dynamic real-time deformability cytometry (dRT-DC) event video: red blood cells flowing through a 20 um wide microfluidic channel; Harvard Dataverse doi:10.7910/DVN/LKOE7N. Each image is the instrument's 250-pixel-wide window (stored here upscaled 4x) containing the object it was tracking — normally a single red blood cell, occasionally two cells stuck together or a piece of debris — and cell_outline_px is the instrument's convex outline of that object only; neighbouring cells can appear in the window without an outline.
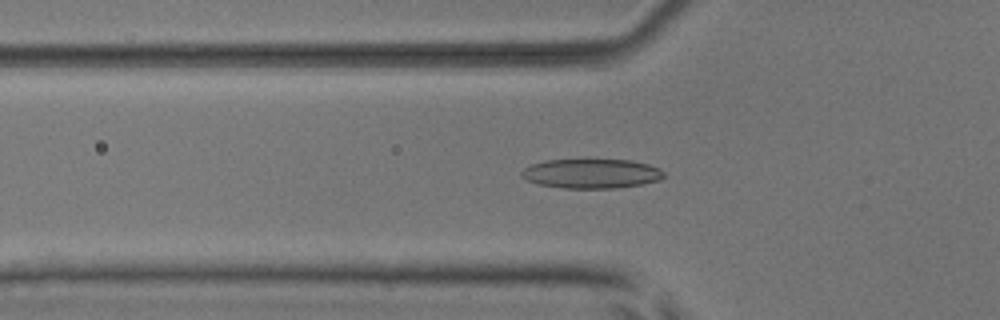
{"species": "common noctule bat (a hibernating species)", "species_latin": "Nyctalus noctula", "temperature_condition": "room temperature", "stored_images_in_passage": 52, "camera_frame_rate_fps": 3000, "um_per_image_px": 0.085, "animal": {"sex": "male", "body_mass_g": 17.9, "forearm_length_mm": 54.2}, "frame": {"image": 1, "passage_image": 18, "time_ms": 5.667, "image_size_px": [1000, 320], "cell_outline_px": [[664, 176], [656, 180], [640, 184], [616, 188], [560, 188], [540, 184], [528, 180], [520, 176], [520, 172], [524, 168], [532, 164], [544, 160], [632, 160], [648, 164], [660, 168], [664, 172]], "centroid_in_image_um": [50.24, 14.75], "position_along_channel_um": 75.6, "area_um2": 24.28}}
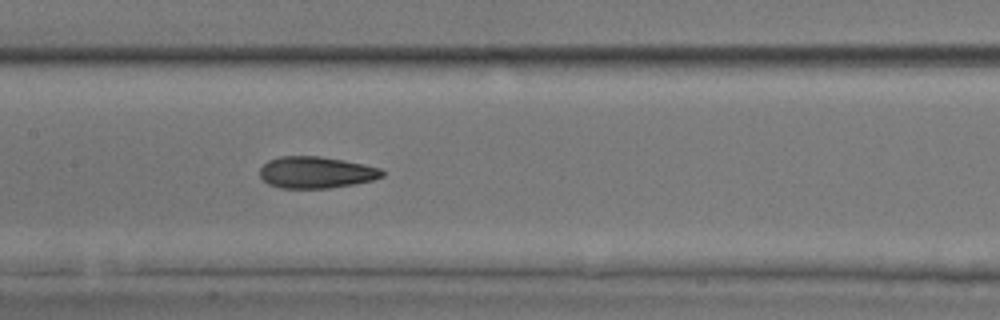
{"frame": {"image": 2, "passage_image": 26, "time_ms": 8.333, "image_size_px": [1000, 320], "cell_outline_px": [[384, 176], [372, 180], [352, 184], [328, 188], [280, 188], [268, 184], [260, 176], [260, 168], [268, 160], [280, 156], [320, 156], [344, 160], [364, 164], [380, 168], [384, 172]], "centroid_in_image_um": [26.85, 14.65], "position_along_channel_um": 180.5, "area_um2": 22.54}}
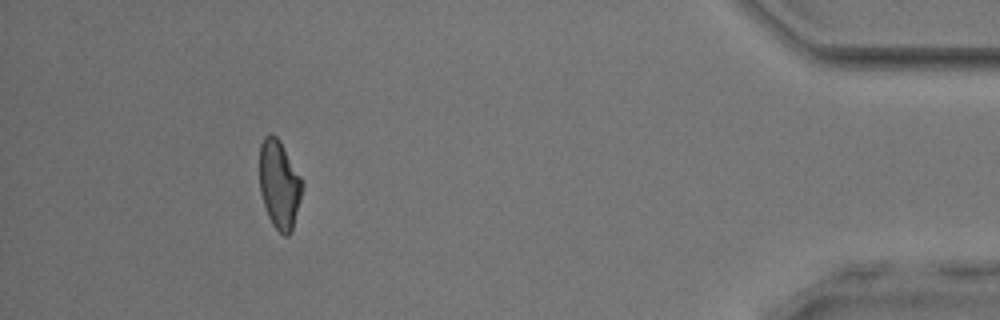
{"frame": {"image": 3, "passage_image": 48, "time_ms": 15.667, "image_size_px": [1000, 320], "cell_outline_px": [[304, 184], [292, 232], [288, 236], [284, 236], [272, 224], [268, 216], [260, 192], [260, 144], [264, 136], [268, 132], [276, 136], [280, 140], [300, 176]], "centroid_in_image_um": [23.74, 15.67], "position_along_channel_um": 411.5, "area_um2": 22.02}, "authors_computed_cell_mechanics": {"area_um2": 22.831, "velocity_mm_per_s": 3.9292, "shape_relaxation_time_tau1_ms": null, "shape_relaxation_time_tau2_ms": 1.6903, "deformation_change_tau1": null, "deformation_change_tau2": 0.0869}}